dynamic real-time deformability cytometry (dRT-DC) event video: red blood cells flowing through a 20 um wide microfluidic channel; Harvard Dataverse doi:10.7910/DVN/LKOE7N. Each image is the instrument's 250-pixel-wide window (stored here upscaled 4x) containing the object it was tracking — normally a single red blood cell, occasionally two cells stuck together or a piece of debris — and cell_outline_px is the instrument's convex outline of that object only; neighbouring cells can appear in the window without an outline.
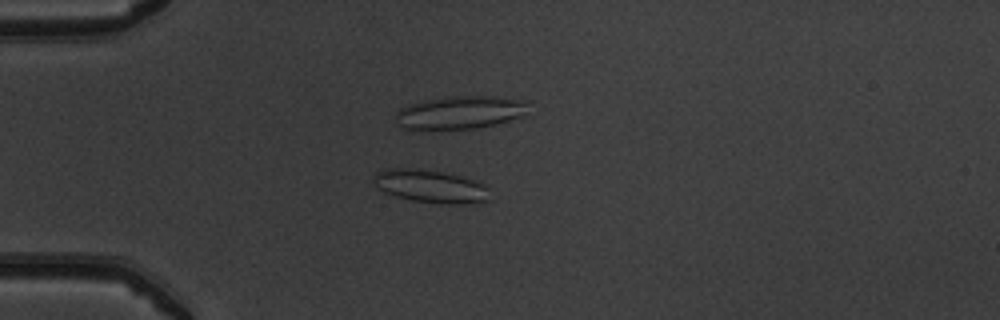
{"species": "common noctule bat (a hibernating species)", "species_latin": "Nyctalus noctula", "temperature_condition": "warm", "stored_images_in_passage": 53, "camera_frame_rate_fps": 3000, "um_per_image_px": 0.085, "animal": {"sex": "male", "body_mass_g": 19.5, "forearm_length_mm": 54.6}, "frame": {"image": 1, "passage_image": 15, "time_ms": 4.667, "image_size_px": [1000, 320], "cell_outline_px": [[488, 200], [464, 204], [440, 204], [412, 200], [396, 196], [384, 192], [372, 180], [372, 176], [376, 172], [384, 168], [416, 168], [464, 176], [484, 184], [488, 188]], "centroid_in_image_um": [36.57, 15.82], "position_along_channel_um": 48.4, "area_um2": 22.37}}